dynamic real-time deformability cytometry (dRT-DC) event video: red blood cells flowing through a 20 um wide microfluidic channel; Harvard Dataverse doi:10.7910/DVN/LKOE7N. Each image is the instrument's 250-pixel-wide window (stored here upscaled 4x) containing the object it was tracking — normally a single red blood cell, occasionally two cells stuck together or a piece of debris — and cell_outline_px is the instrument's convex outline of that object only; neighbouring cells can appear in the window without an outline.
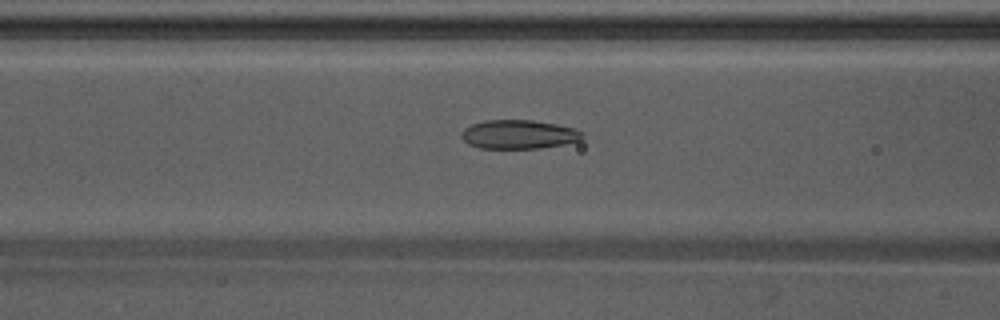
{"species": "Egyptian fruit bat (a non-hibernating species)", "species_latin": "Rousettus aegyptiacus", "temperature_condition": "warm", "stored_images_in_passage": 36, "camera_frame_rate_fps": 3000, "um_per_image_px": 0.085, "animal": {"sex": "male"}, "frame": {"image": 1, "passage_image": 8, "time_ms": 2.333, "image_size_px": [1000, 320], "cell_outline_px": [[584, 136], [580, 140], [564, 144], [540, 148], [480, 148], [468, 144], [460, 136], [460, 132], [464, 128], [472, 124], [484, 120], [532, 120], [556, 124], [576, 128]], "centroid_in_image_um": [44.07, 11.42], "position_along_channel_um": 122.5, "area_um2": 20.4}}
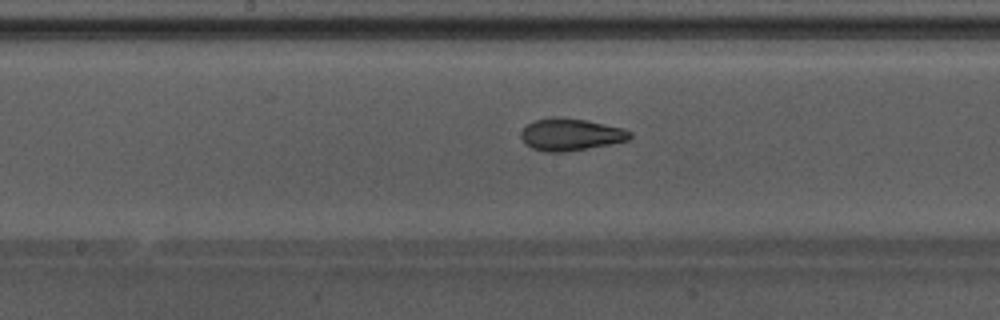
{"frame": {"image": 2, "passage_image": 14, "time_ms": 4.333, "image_size_px": [1000, 320], "cell_outline_px": [[632, 136], [628, 140], [608, 144], [564, 152], [544, 152], [532, 148], [524, 144], [520, 136], [520, 132], [528, 124], [536, 120], [552, 116], [560, 116], [588, 120], [624, 128], [632, 132]], "centroid_in_image_um": [48.48, 11.42], "position_along_channel_um": 199.7, "area_um2": 20.58}}
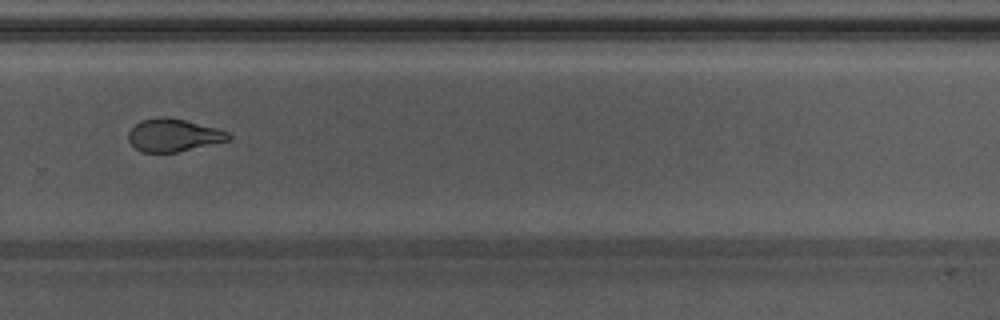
{"frame": {"image": 3, "passage_image": 23, "time_ms": 7.333, "image_size_px": [1000, 320], "cell_outline_px": [[232, 136], [228, 140], [176, 152], [140, 152], [128, 140], [128, 132], [140, 120], [160, 116], [168, 116], [216, 128], [228, 132]], "centroid_in_image_um": [14.7, 11.48], "position_along_channel_um": 315.1, "area_um2": 18.9}, "authors_computed_cell_mechanics": {"area_um2": 20.23, "velocity_mm_per_s": 3.8632, "shape_relaxation_time_tau1_ms": 7.8444, "shape_relaxation_time_tau2_ms": 1.8853, "deformation_change_tau1": 0.2034, "deformation_change_tau2": 0.079}}